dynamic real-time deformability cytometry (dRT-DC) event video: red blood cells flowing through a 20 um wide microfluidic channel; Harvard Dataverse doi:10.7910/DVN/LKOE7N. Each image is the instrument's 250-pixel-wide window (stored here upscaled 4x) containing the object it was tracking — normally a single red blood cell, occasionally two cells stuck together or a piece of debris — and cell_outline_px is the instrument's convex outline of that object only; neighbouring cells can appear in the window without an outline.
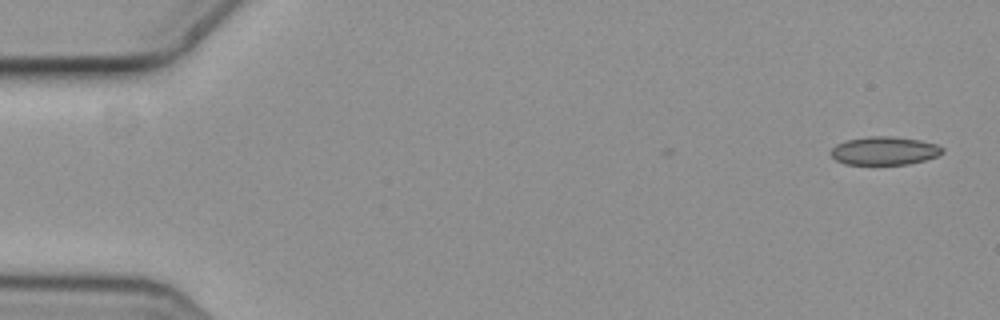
{"species": "common noctule bat (a hibernating species)", "species_latin": "Nyctalus noctula", "temperature_condition": "cold", "stored_images_in_passage": 2, "camera_frame_rate_fps": 3000, "um_per_image_px": 0.085, "animal": {"sex": "female", "body_mass_g": 19.3, "forearm_length_mm": 54.1}, "frame": {"image": 1, "passage_image": 2, "time_ms": 0.333, "image_size_px": [1000, 320], "cell_outline_px": [[944, 152], [936, 156], [924, 160], [908, 164], [844, 164], [836, 160], [828, 152], [836, 144], [848, 140], [868, 136], [892, 136], [920, 140], [936, 144], [944, 148]], "centroid_in_image_um": [75.16, 12.81], "position_along_channel_um": 9.8, "area_um2": 18.38}}